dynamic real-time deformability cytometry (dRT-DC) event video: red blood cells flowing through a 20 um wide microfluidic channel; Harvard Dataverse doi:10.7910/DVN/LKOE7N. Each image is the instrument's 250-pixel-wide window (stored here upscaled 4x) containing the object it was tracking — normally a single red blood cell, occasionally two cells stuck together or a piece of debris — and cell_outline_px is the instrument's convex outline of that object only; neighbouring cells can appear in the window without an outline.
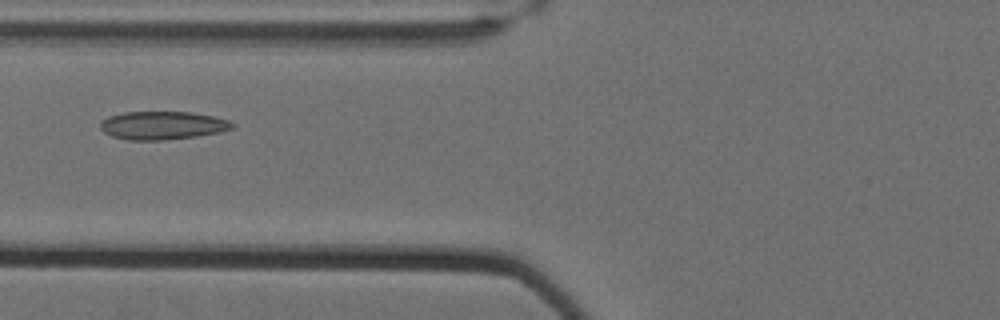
{"species": "Egyptian fruit bat (a non-hibernating species)", "species_latin": "Rousettus aegyptiacus", "temperature_condition": "cold", "stored_images_in_passage": 54, "camera_frame_rate_fps": 3000, "um_per_image_px": 0.085, "animal": {"sex": "female"}, "frame": {"image": 1, "passage_image": 20, "time_ms": 6.333, "image_size_px": [1000, 320], "cell_outline_px": [[236, 124], [232, 128], [220, 132], [196, 136], [164, 140], [128, 140], [112, 136], [104, 132], [100, 128], [100, 124], [108, 116], [124, 112], [192, 112], [212, 116], [228, 120]], "centroid_in_image_um": [13.81, 10.66], "position_along_channel_um": 112.0, "area_um2": 21.62}}
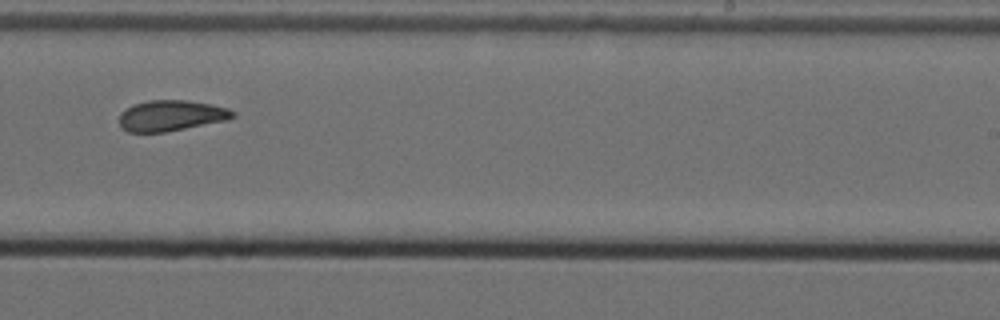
{"frame": {"image": 2, "passage_image": 34, "time_ms": 11.0, "image_size_px": [1000, 320], "cell_outline_px": [[236, 116], [228, 120], [168, 132], [128, 132], [120, 128], [120, 112], [132, 104], [148, 100], [188, 100], [228, 108]], "centroid_in_image_um": [14.51, 9.83], "position_along_channel_um": 274.5, "area_um2": 20.52}}
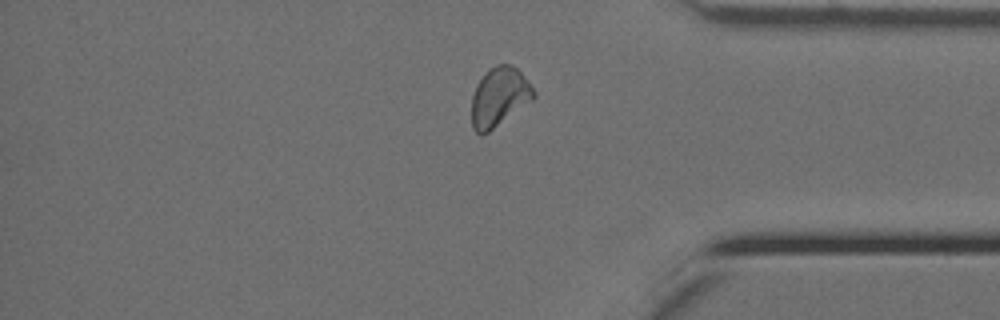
{"frame": {"image": 3, "passage_image": 45, "time_ms": 14.667, "image_size_px": [1000, 320], "cell_outline_px": [[536, 96], [532, 100], [488, 132], [480, 136], [472, 128], [472, 96], [476, 84], [488, 68], [496, 64], [512, 64], [524, 76], [536, 92]], "centroid_in_image_um": [42.42, 8.22], "position_along_channel_um": 392.8, "area_um2": 21.33}, "authors_computed_cell_mechanics": {"area_um2": 20.8947, "velocity_mm_per_s": 3.4755, "shape_relaxation_time_tau1_ms": null, "shape_relaxation_time_tau2_ms": 3.4088, "deformation_change_tau1": null, "deformation_change_tau2": 0.0784}}